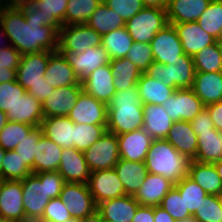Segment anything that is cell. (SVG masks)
Segmentation results:
<instances>
[{"label":"cell","mask_w":222,"mask_h":222,"mask_svg":"<svg viewBox=\"0 0 222 222\" xmlns=\"http://www.w3.org/2000/svg\"><path fill=\"white\" fill-rule=\"evenodd\" d=\"M0 23L10 44L22 55L58 50V32L44 26V16L32 2L21 6L0 4Z\"/></svg>","instance_id":"obj_1"},{"label":"cell","mask_w":222,"mask_h":222,"mask_svg":"<svg viewBox=\"0 0 222 222\" xmlns=\"http://www.w3.org/2000/svg\"><path fill=\"white\" fill-rule=\"evenodd\" d=\"M21 182L26 222H38L47 203L60 196L65 184L58 171L32 173Z\"/></svg>","instance_id":"obj_2"},{"label":"cell","mask_w":222,"mask_h":222,"mask_svg":"<svg viewBox=\"0 0 222 222\" xmlns=\"http://www.w3.org/2000/svg\"><path fill=\"white\" fill-rule=\"evenodd\" d=\"M107 108L108 132L120 135L143 128V104L137 85L116 91Z\"/></svg>","instance_id":"obj_3"},{"label":"cell","mask_w":222,"mask_h":222,"mask_svg":"<svg viewBox=\"0 0 222 222\" xmlns=\"http://www.w3.org/2000/svg\"><path fill=\"white\" fill-rule=\"evenodd\" d=\"M148 173L162 175L174 184L187 176L189 160L166 139H154L146 155Z\"/></svg>","instance_id":"obj_4"},{"label":"cell","mask_w":222,"mask_h":222,"mask_svg":"<svg viewBox=\"0 0 222 222\" xmlns=\"http://www.w3.org/2000/svg\"><path fill=\"white\" fill-rule=\"evenodd\" d=\"M195 73L193 58L185 53L180 56L175 66L153 62L146 72L151 78L160 80L174 90L192 88Z\"/></svg>","instance_id":"obj_5"},{"label":"cell","mask_w":222,"mask_h":222,"mask_svg":"<svg viewBox=\"0 0 222 222\" xmlns=\"http://www.w3.org/2000/svg\"><path fill=\"white\" fill-rule=\"evenodd\" d=\"M168 24L166 9L144 7L125 23V27L133 41L150 43Z\"/></svg>","instance_id":"obj_6"},{"label":"cell","mask_w":222,"mask_h":222,"mask_svg":"<svg viewBox=\"0 0 222 222\" xmlns=\"http://www.w3.org/2000/svg\"><path fill=\"white\" fill-rule=\"evenodd\" d=\"M102 36L87 24L62 26L58 31V51L82 53L101 45Z\"/></svg>","instance_id":"obj_7"},{"label":"cell","mask_w":222,"mask_h":222,"mask_svg":"<svg viewBox=\"0 0 222 222\" xmlns=\"http://www.w3.org/2000/svg\"><path fill=\"white\" fill-rule=\"evenodd\" d=\"M83 153L90 172L114 168L120 159L117 135L105 132Z\"/></svg>","instance_id":"obj_8"},{"label":"cell","mask_w":222,"mask_h":222,"mask_svg":"<svg viewBox=\"0 0 222 222\" xmlns=\"http://www.w3.org/2000/svg\"><path fill=\"white\" fill-rule=\"evenodd\" d=\"M162 106L173 122L191 121L205 108L192 88L176 89Z\"/></svg>","instance_id":"obj_9"},{"label":"cell","mask_w":222,"mask_h":222,"mask_svg":"<svg viewBox=\"0 0 222 222\" xmlns=\"http://www.w3.org/2000/svg\"><path fill=\"white\" fill-rule=\"evenodd\" d=\"M59 198L72 218L83 219L97 210L87 184L65 182Z\"/></svg>","instance_id":"obj_10"},{"label":"cell","mask_w":222,"mask_h":222,"mask_svg":"<svg viewBox=\"0 0 222 222\" xmlns=\"http://www.w3.org/2000/svg\"><path fill=\"white\" fill-rule=\"evenodd\" d=\"M154 62L175 66L184 54L181 41L173 25L168 24L158 31L150 42Z\"/></svg>","instance_id":"obj_11"},{"label":"cell","mask_w":222,"mask_h":222,"mask_svg":"<svg viewBox=\"0 0 222 222\" xmlns=\"http://www.w3.org/2000/svg\"><path fill=\"white\" fill-rule=\"evenodd\" d=\"M59 52L63 54L67 63L73 68L80 82L89 77L98 67L109 64L111 60L102 45L88 48L82 53L70 51Z\"/></svg>","instance_id":"obj_12"},{"label":"cell","mask_w":222,"mask_h":222,"mask_svg":"<svg viewBox=\"0 0 222 222\" xmlns=\"http://www.w3.org/2000/svg\"><path fill=\"white\" fill-rule=\"evenodd\" d=\"M87 185L96 205L126 195L114 168L91 172Z\"/></svg>","instance_id":"obj_13"},{"label":"cell","mask_w":222,"mask_h":222,"mask_svg":"<svg viewBox=\"0 0 222 222\" xmlns=\"http://www.w3.org/2000/svg\"><path fill=\"white\" fill-rule=\"evenodd\" d=\"M107 116V104L84 91L80 93L76 104L68 114V118L74 123L90 125H107Z\"/></svg>","instance_id":"obj_14"},{"label":"cell","mask_w":222,"mask_h":222,"mask_svg":"<svg viewBox=\"0 0 222 222\" xmlns=\"http://www.w3.org/2000/svg\"><path fill=\"white\" fill-rule=\"evenodd\" d=\"M48 60L49 51L23 54L16 69V81L27 91L33 85L46 80L44 74Z\"/></svg>","instance_id":"obj_15"},{"label":"cell","mask_w":222,"mask_h":222,"mask_svg":"<svg viewBox=\"0 0 222 222\" xmlns=\"http://www.w3.org/2000/svg\"><path fill=\"white\" fill-rule=\"evenodd\" d=\"M121 159L144 162L154 140L143 128L117 135Z\"/></svg>","instance_id":"obj_16"},{"label":"cell","mask_w":222,"mask_h":222,"mask_svg":"<svg viewBox=\"0 0 222 222\" xmlns=\"http://www.w3.org/2000/svg\"><path fill=\"white\" fill-rule=\"evenodd\" d=\"M0 215L11 222H26L21 181L3 180Z\"/></svg>","instance_id":"obj_17"},{"label":"cell","mask_w":222,"mask_h":222,"mask_svg":"<svg viewBox=\"0 0 222 222\" xmlns=\"http://www.w3.org/2000/svg\"><path fill=\"white\" fill-rule=\"evenodd\" d=\"M82 91V85L55 88L50 97L42 103L44 117L68 116Z\"/></svg>","instance_id":"obj_18"},{"label":"cell","mask_w":222,"mask_h":222,"mask_svg":"<svg viewBox=\"0 0 222 222\" xmlns=\"http://www.w3.org/2000/svg\"><path fill=\"white\" fill-rule=\"evenodd\" d=\"M65 182L87 184L90 170L84 153L73 148H62L60 165L57 170Z\"/></svg>","instance_id":"obj_19"},{"label":"cell","mask_w":222,"mask_h":222,"mask_svg":"<svg viewBox=\"0 0 222 222\" xmlns=\"http://www.w3.org/2000/svg\"><path fill=\"white\" fill-rule=\"evenodd\" d=\"M113 82L114 77L111 72L110 64H106L94 70L89 77L81 82V84L85 93L108 104L116 93Z\"/></svg>","instance_id":"obj_20"},{"label":"cell","mask_w":222,"mask_h":222,"mask_svg":"<svg viewBox=\"0 0 222 222\" xmlns=\"http://www.w3.org/2000/svg\"><path fill=\"white\" fill-rule=\"evenodd\" d=\"M171 25L174 26L177 32L184 53L191 57L206 46L214 44L217 41L214 37L206 33L196 21Z\"/></svg>","instance_id":"obj_21"},{"label":"cell","mask_w":222,"mask_h":222,"mask_svg":"<svg viewBox=\"0 0 222 222\" xmlns=\"http://www.w3.org/2000/svg\"><path fill=\"white\" fill-rule=\"evenodd\" d=\"M173 187L174 183L170 179L148 173L133 197L142 206H160L162 199Z\"/></svg>","instance_id":"obj_22"},{"label":"cell","mask_w":222,"mask_h":222,"mask_svg":"<svg viewBox=\"0 0 222 222\" xmlns=\"http://www.w3.org/2000/svg\"><path fill=\"white\" fill-rule=\"evenodd\" d=\"M46 82L54 88L68 85H82L75 75L73 68L58 50L49 51V60L44 74Z\"/></svg>","instance_id":"obj_23"},{"label":"cell","mask_w":222,"mask_h":222,"mask_svg":"<svg viewBox=\"0 0 222 222\" xmlns=\"http://www.w3.org/2000/svg\"><path fill=\"white\" fill-rule=\"evenodd\" d=\"M139 203L131 195H123L115 199L102 201L97 205L102 219L110 222H131L139 207Z\"/></svg>","instance_id":"obj_24"},{"label":"cell","mask_w":222,"mask_h":222,"mask_svg":"<svg viewBox=\"0 0 222 222\" xmlns=\"http://www.w3.org/2000/svg\"><path fill=\"white\" fill-rule=\"evenodd\" d=\"M42 134L62 148L74 147V122L68 116L44 117Z\"/></svg>","instance_id":"obj_25"},{"label":"cell","mask_w":222,"mask_h":222,"mask_svg":"<svg viewBox=\"0 0 222 222\" xmlns=\"http://www.w3.org/2000/svg\"><path fill=\"white\" fill-rule=\"evenodd\" d=\"M166 140L189 161L196 158L198 139L190 121L173 122Z\"/></svg>","instance_id":"obj_26"},{"label":"cell","mask_w":222,"mask_h":222,"mask_svg":"<svg viewBox=\"0 0 222 222\" xmlns=\"http://www.w3.org/2000/svg\"><path fill=\"white\" fill-rule=\"evenodd\" d=\"M6 116L8 121L25 123L34 127H40L44 118L42 104L28 92L16 101L12 109L6 112Z\"/></svg>","instance_id":"obj_27"},{"label":"cell","mask_w":222,"mask_h":222,"mask_svg":"<svg viewBox=\"0 0 222 222\" xmlns=\"http://www.w3.org/2000/svg\"><path fill=\"white\" fill-rule=\"evenodd\" d=\"M212 0H169L166 8L169 24L195 22Z\"/></svg>","instance_id":"obj_28"},{"label":"cell","mask_w":222,"mask_h":222,"mask_svg":"<svg viewBox=\"0 0 222 222\" xmlns=\"http://www.w3.org/2000/svg\"><path fill=\"white\" fill-rule=\"evenodd\" d=\"M143 130L153 139H166L173 120L162 105L143 104Z\"/></svg>","instance_id":"obj_29"},{"label":"cell","mask_w":222,"mask_h":222,"mask_svg":"<svg viewBox=\"0 0 222 222\" xmlns=\"http://www.w3.org/2000/svg\"><path fill=\"white\" fill-rule=\"evenodd\" d=\"M192 89L205 106L222 101V72H196Z\"/></svg>","instance_id":"obj_30"},{"label":"cell","mask_w":222,"mask_h":222,"mask_svg":"<svg viewBox=\"0 0 222 222\" xmlns=\"http://www.w3.org/2000/svg\"><path fill=\"white\" fill-rule=\"evenodd\" d=\"M126 195L134 196L148 174L145 162L119 159L114 166Z\"/></svg>","instance_id":"obj_31"},{"label":"cell","mask_w":222,"mask_h":222,"mask_svg":"<svg viewBox=\"0 0 222 222\" xmlns=\"http://www.w3.org/2000/svg\"><path fill=\"white\" fill-rule=\"evenodd\" d=\"M187 176L199 184L207 194L220 195L222 190V180L218 172L211 163H199L190 160L188 164Z\"/></svg>","instance_id":"obj_32"},{"label":"cell","mask_w":222,"mask_h":222,"mask_svg":"<svg viewBox=\"0 0 222 222\" xmlns=\"http://www.w3.org/2000/svg\"><path fill=\"white\" fill-rule=\"evenodd\" d=\"M62 147L41 135L35 150L34 174L57 171L60 165Z\"/></svg>","instance_id":"obj_33"},{"label":"cell","mask_w":222,"mask_h":222,"mask_svg":"<svg viewBox=\"0 0 222 222\" xmlns=\"http://www.w3.org/2000/svg\"><path fill=\"white\" fill-rule=\"evenodd\" d=\"M137 87L142 104L162 105L175 91L146 73H142Z\"/></svg>","instance_id":"obj_34"},{"label":"cell","mask_w":222,"mask_h":222,"mask_svg":"<svg viewBox=\"0 0 222 222\" xmlns=\"http://www.w3.org/2000/svg\"><path fill=\"white\" fill-rule=\"evenodd\" d=\"M198 148L194 161L211 163L222 158V138L219 131H205L197 136Z\"/></svg>","instance_id":"obj_35"},{"label":"cell","mask_w":222,"mask_h":222,"mask_svg":"<svg viewBox=\"0 0 222 222\" xmlns=\"http://www.w3.org/2000/svg\"><path fill=\"white\" fill-rule=\"evenodd\" d=\"M109 64L114 77L113 85L116 91L126 90L131 86L137 85L142 73L128 58L111 59Z\"/></svg>","instance_id":"obj_36"},{"label":"cell","mask_w":222,"mask_h":222,"mask_svg":"<svg viewBox=\"0 0 222 222\" xmlns=\"http://www.w3.org/2000/svg\"><path fill=\"white\" fill-rule=\"evenodd\" d=\"M86 24L101 36L120 27H125V21L121 16L103 2L96 8Z\"/></svg>","instance_id":"obj_37"},{"label":"cell","mask_w":222,"mask_h":222,"mask_svg":"<svg viewBox=\"0 0 222 222\" xmlns=\"http://www.w3.org/2000/svg\"><path fill=\"white\" fill-rule=\"evenodd\" d=\"M133 42L126 27H120L103 35L101 45L107 51L110 59H120L126 57Z\"/></svg>","instance_id":"obj_38"},{"label":"cell","mask_w":222,"mask_h":222,"mask_svg":"<svg viewBox=\"0 0 222 222\" xmlns=\"http://www.w3.org/2000/svg\"><path fill=\"white\" fill-rule=\"evenodd\" d=\"M44 16V26H52L57 32L65 26L68 0H34L32 2Z\"/></svg>","instance_id":"obj_39"},{"label":"cell","mask_w":222,"mask_h":222,"mask_svg":"<svg viewBox=\"0 0 222 222\" xmlns=\"http://www.w3.org/2000/svg\"><path fill=\"white\" fill-rule=\"evenodd\" d=\"M174 187L184 200L185 212H190L192 215L199 209L208 195L199 184L192 181L188 176L175 183Z\"/></svg>","instance_id":"obj_40"},{"label":"cell","mask_w":222,"mask_h":222,"mask_svg":"<svg viewBox=\"0 0 222 222\" xmlns=\"http://www.w3.org/2000/svg\"><path fill=\"white\" fill-rule=\"evenodd\" d=\"M103 0H68L65 12V26L86 24Z\"/></svg>","instance_id":"obj_41"},{"label":"cell","mask_w":222,"mask_h":222,"mask_svg":"<svg viewBox=\"0 0 222 222\" xmlns=\"http://www.w3.org/2000/svg\"><path fill=\"white\" fill-rule=\"evenodd\" d=\"M32 174L15 150L6 151L2 160L0 178L3 180L21 181Z\"/></svg>","instance_id":"obj_42"},{"label":"cell","mask_w":222,"mask_h":222,"mask_svg":"<svg viewBox=\"0 0 222 222\" xmlns=\"http://www.w3.org/2000/svg\"><path fill=\"white\" fill-rule=\"evenodd\" d=\"M196 22L218 40L222 36V0H212Z\"/></svg>","instance_id":"obj_43"},{"label":"cell","mask_w":222,"mask_h":222,"mask_svg":"<svg viewBox=\"0 0 222 222\" xmlns=\"http://www.w3.org/2000/svg\"><path fill=\"white\" fill-rule=\"evenodd\" d=\"M192 58L196 72H222V54L217 41L200 50Z\"/></svg>","instance_id":"obj_44"},{"label":"cell","mask_w":222,"mask_h":222,"mask_svg":"<svg viewBox=\"0 0 222 222\" xmlns=\"http://www.w3.org/2000/svg\"><path fill=\"white\" fill-rule=\"evenodd\" d=\"M32 125L8 121L0 130V146L11 151L34 129Z\"/></svg>","instance_id":"obj_45"},{"label":"cell","mask_w":222,"mask_h":222,"mask_svg":"<svg viewBox=\"0 0 222 222\" xmlns=\"http://www.w3.org/2000/svg\"><path fill=\"white\" fill-rule=\"evenodd\" d=\"M107 132V125L74 123V148L84 152Z\"/></svg>","instance_id":"obj_46"},{"label":"cell","mask_w":222,"mask_h":222,"mask_svg":"<svg viewBox=\"0 0 222 222\" xmlns=\"http://www.w3.org/2000/svg\"><path fill=\"white\" fill-rule=\"evenodd\" d=\"M196 222H222V199L208 194L199 209L193 214Z\"/></svg>","instance_id":"obj_47"},{"label":"cell","mask_w":222,"mask_h":222,"mask_svg":"<svg viewBox=\"0 0 222 222\" xmlns=\"http://www.w3.org/2000/svg\"><path fill=\"white\" fill-rule=\"evenodd\" d=\"M126 58L134 63L141 73H146L149 70L150 65L154 62L150 43L134 41Z\"/></svg>","instance_id":"obj_48"},{"label":"cell","mask_w":222,"mask_h":222,"mask_svg":"<svg viewBox=\"0 0 222 222\" xmlns=\"http://www.w3.org/2000/svg\"><path fill=\"white\" fill-rule=\"evenodd\" d=\"M42 135L40 127H35L14 149L34 174V158L38 140Z\"/></svg>","instance_id":"obj_49"},{"label":"cell","mask_w":222,"mask_h":222,"mask_svg":"<svg viewBox=\"0 0 222 222\" xmlns=\"http://www.w3.org/2000/svg\"><path fill=\"white\" fill-rule=\"evenodd\" d=\"M160 207L167 211L175 221L193 216L190 212H185L184 200L175 187H173L162 199Z\"/></svg>","instance_id":"obj_50"},{"label":"cell","mask_w":222,"mask_h":222,"mask_svg":"<svg viewBox=\"0 0 222 222\" xmlns=\"http://www.w3.org/2000/svg\"><path fill=\"white\" fill-rule=\"evenodd\" d=\"M27 91L15 80L0 84V110L7 112Z\"/></svg>","instance_id":"obj_51"},{"label":"cell","mask_w":222,"mask_h":222,"mask_svg":"<svg viewBox=\"0 0 222 222\" xmlns=\"http://www.w3.org/2000/svg\"><path fill=\"white\" fill-rule=\"evenodd\" d=\"M125 23L144 8L142 0H103Z\"/></svg>","instance_id":"obj_52"},{"label":"cell","mask_w":222,"mask_h":222,"mask_svg":"<svg viewBox=\"0 0 222 222\" xmlns=\"http://www.w3.org/2000/svg\"><path fill=\"white\" fill-rule=\"evenodd\" d=\"M72 216L61 199L53 198L47 203L42 218L38 222H65Z\"/></svg>","instance_id":"obj_53"},{"label":"cell","mask_w":222,"mask_h":222,"mask_svg":"<svg viewBox=\"0 0 222 222\" xmlns=\"http://www.w3.org/2000/svg\"><path fill=\"white\" fill-rule=\"evenodd\" d=\"M22 54L12 45L0 50V68L17 69Z\"/></svg>","instance_id":"obj_54"},{"label":"cell","mask_w":222,"mask_h":222,"mask_svg":"<svg viewBox=\"0 0 222 222\" xmlns=\"http://www.w3.org/2000/svg\"><path fill=\"white\" fill-rule=\"evenodd\" d=\"M191 126L195 134L198 136L201 132L205 131H217L214 128V125L212 123V119L209 115V111L205 107L202 109L199 114L190 121Z\"/></svg>","instance_id":"obj_55"},{"label":"cell","mask_w":222,"mask_h":222,"mask_svg":"<svg viewBox=\"0 0 222 222\" xmlns=\"http://www.w3.org/2000/svg\"><path fill=\"white\" fill-rule=\"evenodd\" d=\"M54 89L55 88L48 84L46 80H43L42 82L33 85V87H30L27 92L42 104L43 101L50 97Z\"/></svg>","instance_id":"obj_56"},{"label":"cell","mask_w":222,"mask_h":222,"mask_svg":"<svg viewBox=\"0 0 222 222\" xmlns=\"http://www.w3.org/2000/svg\"><path fill=\"white\" fill-rule=\"evenodd\" d=\"M205 107L209 111L214 128L217 131L222 132V101L208 104Z\"/></svg>","instance_id":"obj_57"},{"label":"cell","mask_w":222,"mask_h":222,"mask_svg":"<svg viewBox=\"0 0 222 222\" xmlns=\"http://www.w3.org/2000/svg\"><path fill=\"white\" fill-rule=\"evenodd\" d=\"M131 222H154V207L139 205Z\"/></svg>","instance_id":"obj_58"},{"label":"cell","mask_w":222,"mask_h":222,"mask_svg":"<svg viewBox=\"0 0 222 222\" xmlns=\"http://www.w3.org/2000/svg\"><path fill=\"white\" fill-rule=\"evenodd\" d=\"M154 222H177L160 206L154 207Z\"/></svg>","instance_id":"obj_59"},{"label":"cell","mask_w":222,"mask_h":222,"mask_svg":"<svg viewBox=\"0 0 222 222\" xmlns=\"http://www.w3.org/2000/svg\"><path fill=\"white\" fill-rule=\"evenodd\" d=\"M16 80V69L0 68V84Z\"/></svg>","instance_id":"obj_60"},{"label":"cell","mask_w":222,"mask_h":222,"mask_svg":"<svg viewBox=\"0 0 222 222\" xmlns=\"http://www.w3.org/2000/svg\"><path fill=\"white\" fill-rule=\"evenodd\" d=\"M169 0H142L144 7L166 9Z\"/></svg>","instance_id":"obj_61"},{"label":"cell","mask_w":222,"mask_h":222,"mask_svg":"<svg viewBox=\"0 0 222 222\" xmlns=\"http://www.w3.org/2000/svg\"><path fill=\"white\" fill-rule=\"evenodd\" d=\"M7 34L4 31L3 25L0 23V50L10 46V42Z\"/></svg>","instance_id":"obj_62"},{"label":"cell","mask_w":222,"mask_h":222,"mask_svg":"<svg viewBox=\"0 0 222 222\" xmlns=\"http://www.w3.org/2000/svg\"><path fill=\"white\" fill-rule=\"evenodd\" d=\"M81 222H102V216L100 212L96 210L92 214L81 219Z\"/></svg>","instance_id":"obj_63"},{"label":"cell","mask_w":222,"mask_h":222,"mask_svg":"<svg viewBox=\"0 0 222 222\" xmlns=\"http://www.w3.org/2000/svg\"><path fill=\"white\" fill-rule=\"evenodd\" d=\"M34 0H0V4L2 5H15L21 6L28 2H33Z\"/></svg>","instance_id":"obj_64"},{"label":"cell","mask_w":222,"mask_h":222,"mask_svg":"<svg viewBox=\"0 0 222 222\" xmlns=\"http://www.w3.org/2000/svg\"><path fill=\"white\" fill-rule=\"evenodd\" d=\"M213 164L218 172L219 177L222 180V158L219 161L214 162Z\"/></svg>","instance_id":"obj_65"},{"label":"cell","mask_w":222,"mask_h":222,"mask_svg":"<svg viewBox=\"0 0 222 222\" xmlns=\"http://www.w3.org/2000/svg\"><path fill=\"white\" fill-rule=\"evenodd\" d=\"M8 122L7 116H0V130L4 127V125Z\"/></svg>","instance_id":"obj_66"},{"label":"cell","mask_w":222,"mask_h":222,"mask_svg":"<svg viewBox=\"0 0 222 222\" xmlns=\"http://www.w3.org/2000/svg\"><path fill=\"white\" fill-rule=\"evenodd\" d=\"M6 150H4L1 146H0V170H1V164H2V160L3 157L5 155Z\"/></svg>","instance_id":"obj_67"},{"label":"cell","mask_w":222,"mask_h":222,"mask_svg":"<svg viewBox=\"0 0 222 222\" xmlns=\"http://www.w3.org/2000/svg\"><path fill=\"white\" fill-rule=\"evenodd\" d=\"M177 222H196L195 219L192 217H189L187 219L178 220Z\"/></svg>","instance_id":"obj_68"},{"label":"cell","mask_w":222,"mask_h":222,"mask_svg":"<svg viewBox=\"0 0 222 222\" xmlns=\"http://www.w3.org/2000/svg\"><path fill=\"white\" fill-rule=\"evenodd\" d=\"M217 43L219 45V48H220V51H221V54H222V36L217 40Z\"/></svg>","instance_id":"obj_69"},{"label":"cell","mask_w":222,"mask_h":222,"mask_svg":"<svg viewBox=\"0 0 222 222\" xmlns=\"http://www.w3.org/2000/svg\"><path fill=\"white\" fill-rule=\"evenodd\" d=\"M65 222H81V219H77V218H71Z\"/></svg>","instance_id":"obj_70"},{"label":"cell","mask_w":222,"mask_h":222,"mask_svg":"<svg viewBox=\"0 0 222 222\" xmlns=\"http://www.w3.org/2000/svg\"><path fill=\"white\" fill-rule=\"evenodd\" d=\"M0 222H11V221L8 220V219H5L4 217H2V216L0 215Z\"/></svg>","instance_id":"obj_71"},{"label":"cell","mask_w":222,"mask_h":222,"mask_svg":"<svg viewBox=\"0 0 222 222\" xmlns=\"http://www.w3.org/2000/svg\"><path fill=\"white\" fill-rule=\"evenodd\" d=\"M2 186H3V179L0 178V195H1V191H2Z\"/></svg>","instance_id":"obj_72"},{"label":"cell","mask_w":222,"mask_h":222,"mask_svg":"<svg viewBox=\"0 0 222 222\" xmlns=\"http://www.w3.org/2000/svg\"><path fill=\"white\" fill-rule=\"evenodd\" d=\"M0 116H6V113L0 110Z\"/></svg>","instance_id":"obj_73"},{"label":"cell","mask_w":222,"mask_h":222,"mask_svg":"<svg viewBox=\"0 0 222 222\" xmlns=\"http://www.w3.org/2000/svg\"><path fill=\"white\" fill-rule=\"evenodd\" d=\"M102 222H110V221H107V220H105V219H102Z\"/></svg>","instance_id":"obj_74"}]
</instances>
